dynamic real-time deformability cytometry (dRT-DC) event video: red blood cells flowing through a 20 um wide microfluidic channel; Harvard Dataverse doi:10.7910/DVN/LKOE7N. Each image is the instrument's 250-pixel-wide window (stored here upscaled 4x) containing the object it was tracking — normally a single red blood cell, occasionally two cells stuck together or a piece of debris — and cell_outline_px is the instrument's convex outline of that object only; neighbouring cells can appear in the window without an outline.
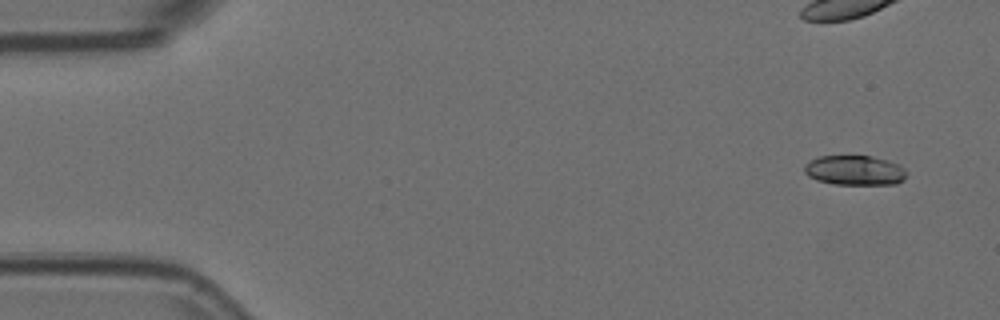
{"species": "Egyptian fruit bat (a non-hibernating species)", "species_latin": "Rousettus aegyptiacus", "temperature_condition": "room temperature", "stored_images_in_passage": 10, "camera_frame_rate_fps": 3000, "um_per_image_px": 0.085, "animal": {"sex": "female"}, "frame": {"image": 1, "passage_image": 1, "time_ms": 0.0, "image_size_px": [1000, 320], "cell_outline_px": [[908, 172], [904, 180], [896, 184], [836, 184], [816, 180], [808, 176], [804, 172], [804, 164], [808, 160], [820, 156], [872, 156], [888, 160], [900, 164]], "centroid_in_image_um": [72.66, 14.47], "position_along_channel_um": 12.3, "area_um2": 17.98}}